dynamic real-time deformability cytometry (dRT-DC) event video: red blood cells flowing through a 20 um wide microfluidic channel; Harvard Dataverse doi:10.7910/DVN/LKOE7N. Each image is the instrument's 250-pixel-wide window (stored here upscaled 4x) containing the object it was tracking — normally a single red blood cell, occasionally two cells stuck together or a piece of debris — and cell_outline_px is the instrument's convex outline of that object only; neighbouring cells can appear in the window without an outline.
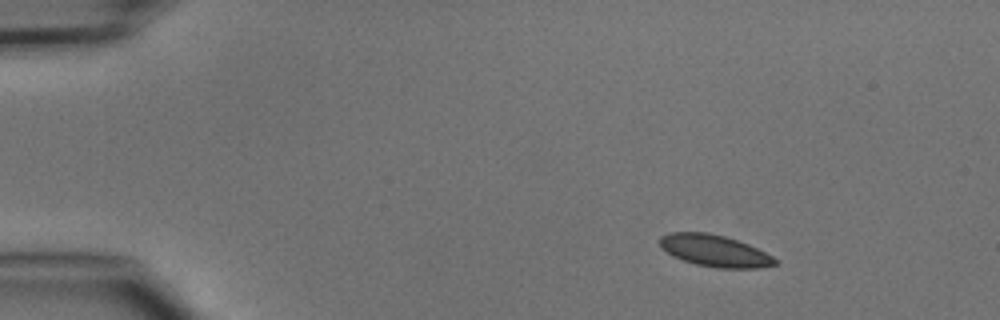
{"species": "common noctule bat (a hibernating species)", "species_latin": "Nyctalus noctula", "temperature_condition": "cold", "stored_images_in_passage": 3, "camera_frame_rate_fps": 3000, "um_per_image_px": 0.085, "animal": {"sex": "male", "body_mass_g": 15.6}, "frame": {"image": 1, "passage_image": 1, "time_ms": 0.0, "image_size_px": [1000, 320], "cell_outline_px": [[776, 264], [760, 268], [720, 268], [696, 264], [672, 256], [660, 244], [660, 236], [668, 232], [708, 232], [724, 236], [748, 244], [772, 256], [776, 260]], "centroid_in_image_um": [60.73, 21.3], "position_along_channel_um": 24.3, "area_um2": 21.04}}